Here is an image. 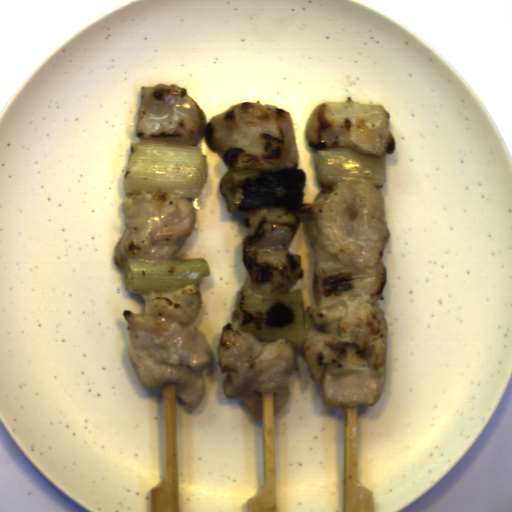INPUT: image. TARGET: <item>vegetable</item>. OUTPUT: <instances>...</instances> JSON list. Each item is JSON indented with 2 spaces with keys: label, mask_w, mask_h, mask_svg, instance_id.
Instances as JSON below:
<instances>
[{
  "label": "vegetable",
  "mask_w": 512,
  "mask_h": 512,
  "mask_svg": "<svg viewBox=\"0 0 512 512\" xmlns=\"http://www.w3.org/2000/svg\"><path fill=\"white\" fill-rule=\"evenodd\" d=\"M211 276L204 257L149 261L129 258L124 267V291L128 293L174 292Z\"/></svg>",
  "instance_id": "obj_4"
},
{
  "label": "vegetable",
  "mask_w": 512,
  "mask_h": 512,
  "mask_svg": "<svg viewBox=\"0 0 512 512\" xmlns=\"http://www.w3.org/2000/svg\"><path fill=\"white\" fill-rule=\"evenodd\" d=\"M313 165L319 184L325 187L352 180H365L381 186L387 177L382 157L359 153L344 145L317 149Z\"/></svg>",
  "instance_id": "obj_5"
},
{
  "label": "vegetable",
  "mask_w": 512,
  "mask_h": 512,
  "mask_svg": "<svg viewBox=\"0 0 512 512\" xmlns=\"http://www.w3.org/2000/svg\"><path fill=\"white\" fill-rule=\"evenodd\" d=\"M232 322L259 341L284 339L296 347H303L306 341L305 302L300 288L274 295H255L242 288L235 298Z\"/></svg>",
  "instance_id": "obj_2"
},
{
  "label": "vegetable",
  "mask_w": 512,
  "mask_h": 512,
  "mask_svg": "<svg viewBox=\"0 0 512 512\" xmlns=\"http://www.w3.org/2000/svg\"><path fill=\"white\" fill-rule=\"evenodd\" d=\"M387 274L382 260L377 267L360 272H344L324 279L316 273L312 281L315 302L324 308L354 295L373 297L385 291Z\"/></svg>",
  "instance_id": "obj_6"
},
{
  "label": "vegetable",
  "mask_w": 512,
  "mask_h": 512,
  "mask_svg": "<svg viewBox=\"0 0 512 512\" xmlns=\"http://www.w3.org/2000/svg\"><path fill=\"white\" fill-rule=\"evenodd\" d=\"M305 181V171L295 167L282 171L229 168L219 189L228 213H248L263 207H287L299 213Z\"/></svg>",
  "instance_id": "obj_3"
},
{
  "label": "vegetable",
  "mask_w": 512,
  "mask_h": 512,
  "mask_svg": "<svg viewBox=\"0 0 512 512\" xmlns=\"http://www.w3.org/2000/svg\"><path fill=\"white\" fill-rule=\"evenodd\" d=\"M124 178L127 194L200 190L208 175L201 147L178 142L135 141Z\"/></svg>",
  "instance_id": "obj_1"
}]
</instances>
